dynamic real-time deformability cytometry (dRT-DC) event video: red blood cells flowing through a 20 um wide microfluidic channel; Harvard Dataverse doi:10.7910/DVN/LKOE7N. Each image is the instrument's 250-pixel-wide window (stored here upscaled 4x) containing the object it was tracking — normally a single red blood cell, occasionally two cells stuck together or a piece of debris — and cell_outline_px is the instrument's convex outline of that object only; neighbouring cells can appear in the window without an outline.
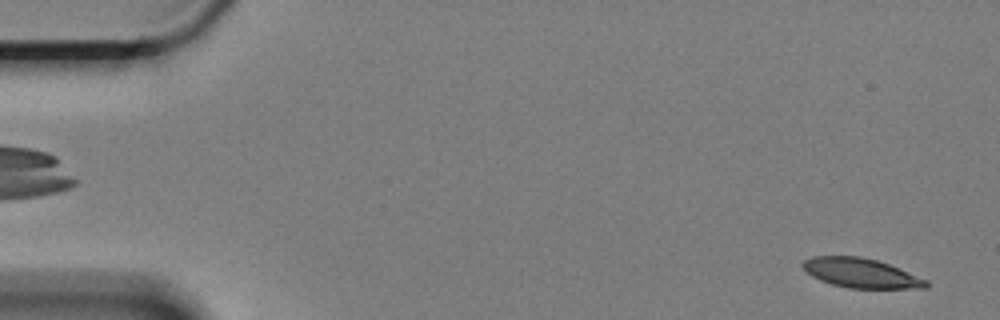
{"species": "Egyptian fruit bat (a non-hibernating species)", "species_latin": "Rousettus aegyptiacus", "temperature_condition": "cold", "stored_images_in_passage": 18, "camera_frame_rate_fps": 3000, "um_per_image_px": 0.085, "animal": {"sex": "female"}, "frame": {"image": 1, "passage_image": 2, "time_ms": 0.333, "image_size_px": [1000, 320], "cell_outline_px": [[928, 288], [848, 288], [832, 284], [820, 280], [812, 276], [800, 264], [804, 260], [812, 256], [860, 256], [876, 260], [888, 264], [928, 280]], "centroid_in_image_um": [73.17, 23.21], "position_along_channel_um": 11.8, "area_um2": 21.04}}
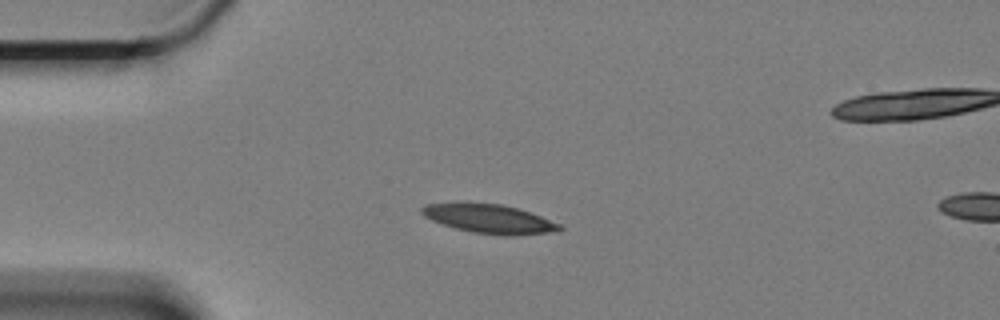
{"frame": {"image": 2, "passage_image": 14, "time_ms": 4.333, "image_size_px": [1000, 320], "cell_outline_px": [[564, 228], [560, 232], [512, 236], [504, 236], [472, 232], [456, 228], [432, 220], [424, 216], [420, 212], [420, 208], [424, 204], [500, 204], [516, 208], [540, 216], [560, 224]], "centroid_in_image_um": [41.66, 18.64], "position_along_channel_um": 43.3, "area_um2": 22.89}}